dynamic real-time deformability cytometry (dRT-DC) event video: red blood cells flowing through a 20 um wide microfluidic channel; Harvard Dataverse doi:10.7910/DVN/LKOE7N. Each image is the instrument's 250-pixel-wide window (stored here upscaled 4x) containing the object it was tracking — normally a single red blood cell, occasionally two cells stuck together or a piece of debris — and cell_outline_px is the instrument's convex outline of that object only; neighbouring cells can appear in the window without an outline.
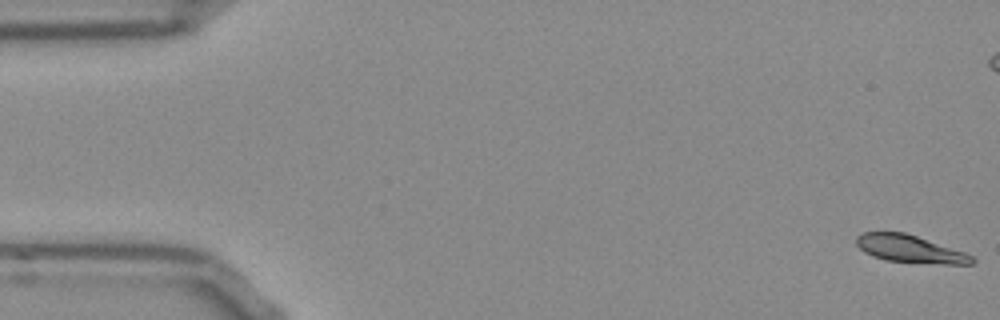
{"species": "Egyptian fruit bat (a non-hibernating species)", "species_latin": "Rousettus aegyptiacus", "temperature_condition": "room temperature", "stored_images_in_passage": 37, "camera_frame_rate_fps": 3000, "um_per_image_px": 0.085, "frame": {"image": 1, "passage_image": 1, "time_ms": 0.0, "image_size_px": [1000, 320], "cell_outline_px": [[976, 260], [972, 264], [944, 264], [888, 260], [872, 256], [864, 252], [856, 244], [856, 236], [864, 232], [904, 232], [964, 252], [972, 256]], "centroid_in_image_um": [77.32, 21.15], "position_along_channel_um": 7.7, "area_um2": 18.21}}
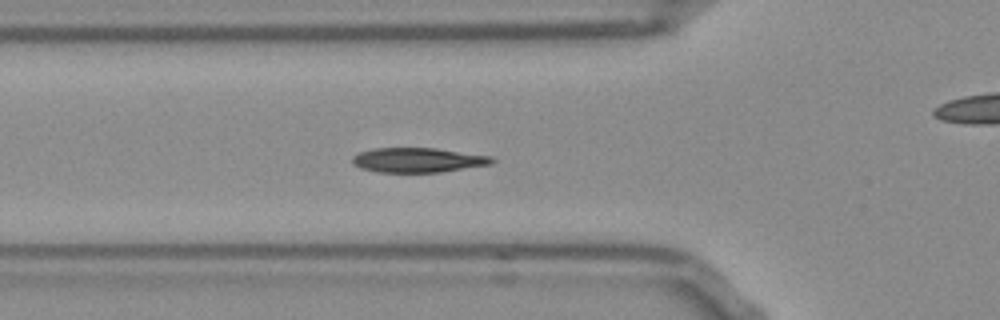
{"frame": {"image": 2, "passage_image": 18, "time_ms": 5.667, "image_size_px": [1000, 320], "cell_outline_px": [[496, 160], [492, 164], [440, 172], [376, 172], [360, 168], [352, 164], [352, 156], [360, 152], [372, 148], [436, 148], [492, 156]], "centroid_in_image_um": [35.51, 13.6], "position_along_channel_um": 90.3, "area_um2": 20.17}}
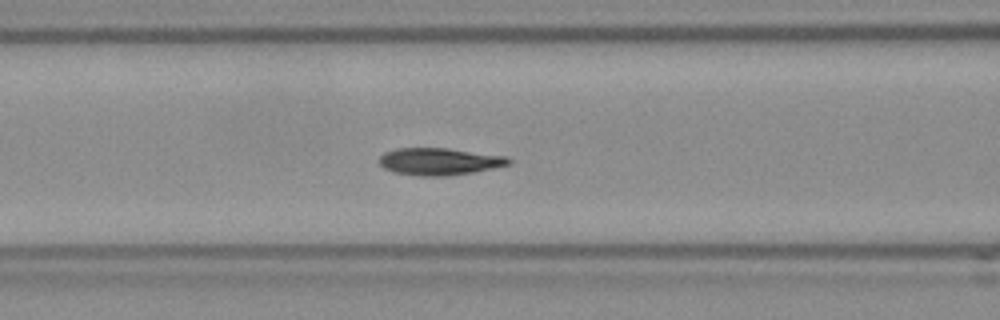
{"frame": {"image": 3, "passage_image": 21, "time_ms": 6.667, "image_size_px": [1000, 320], "cell_outline_px": [[512, 164], [472, 172], [448, 176], [420, 176], [392, 172], [384, 168], [380, 164], [380, 156], [384, 152], [396, 148], [448, 148], [504, 156], [512, 160]], "centroid_in_image_um": [37.32, 13.73], "position_along_channel_um": 129.3, "area_um2": 20.46}}